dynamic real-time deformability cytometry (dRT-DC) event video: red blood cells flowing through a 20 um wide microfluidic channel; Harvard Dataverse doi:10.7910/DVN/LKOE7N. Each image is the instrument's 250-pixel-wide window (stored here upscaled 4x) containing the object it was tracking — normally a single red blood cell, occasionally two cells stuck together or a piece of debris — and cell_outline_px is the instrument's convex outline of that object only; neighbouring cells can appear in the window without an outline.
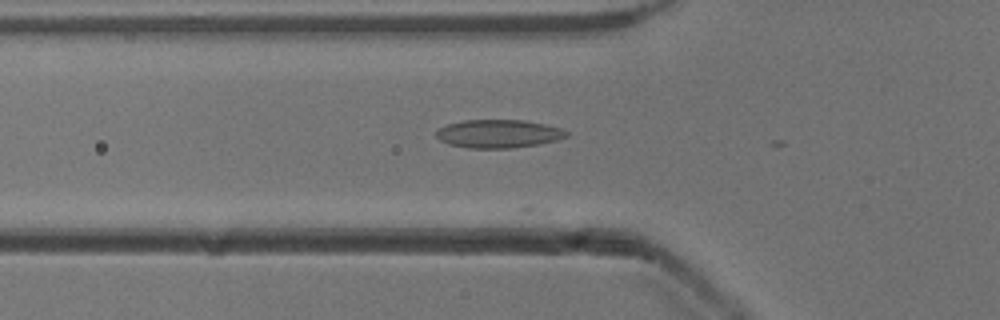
{"species": "common noctule bat (a hibernating species)", "species_latin": "Nyctalus noctula", "temperature_condition": "cold", "stored_images_in_passage": 11, "camera_frame_rate_fps": 3000, "um_per_image_px": 0.085, "animal": {"sex": "male", "body_mass_g": 13.3}, "frame": {"image": 1, "passage_image": 3, "time_ms": 0.667, "image_size_px": [1000, 320], "cell_outline_px": [[568, 136], [556, 140], [536, 144], [512, 148], [468, 148], [448, 144], [440, 140], [436, 136], [436, 132], [440, 128], [448, 124], [464, 120], [524, 120], [544, 124], [560, 128], [568, 132]], "centroid_in_image_um": [42.35, 11.37], "position_along_channel_um": 83.4, "area_um2": 21.27}}
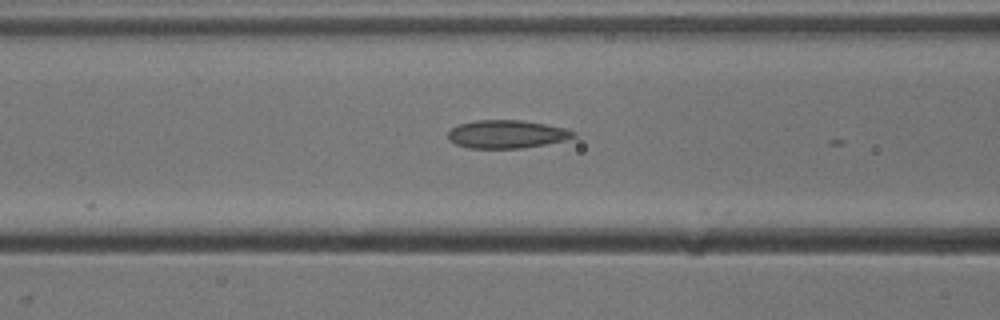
{"frame": {"image": 2, "passage_image": 6, "time_ms": 1.667, "image_size_px": [1000, 320], "cell_outline_px": [[576, 136], [564, 140], [544, 144], [520, 148], [468, 148], [456, 144], [448, 140], [448, 132], [452, 128], [460, 124], [476, 120], [520, 120], [544, 124], [564, 128], [576, 132]], "centroid_in_image_um": [43.04, 11.4], "position_along_channel_um": 123.6, "area_um2": 20.35}}
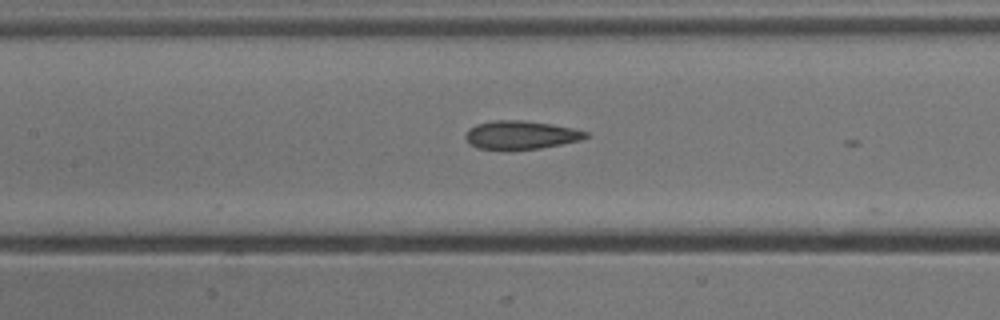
{"frame": {"image": 3, "passage_image": 9, "time_ms": 2.667, "image_size_px": [1000, 320], "cell_outline_px": [[592, 136], [580, 140], [540, 148], [512, 152], [480, 148], [468, 144], [464, 136], [468, 128], [476, 124], [496, 120], [524, 120], [552, 124], [572, 128], [588, 132]], "centroid_in_image_um": [44.24, 11.5], "position_along_channel_um": 163.2, "area_um2": 20.52}}